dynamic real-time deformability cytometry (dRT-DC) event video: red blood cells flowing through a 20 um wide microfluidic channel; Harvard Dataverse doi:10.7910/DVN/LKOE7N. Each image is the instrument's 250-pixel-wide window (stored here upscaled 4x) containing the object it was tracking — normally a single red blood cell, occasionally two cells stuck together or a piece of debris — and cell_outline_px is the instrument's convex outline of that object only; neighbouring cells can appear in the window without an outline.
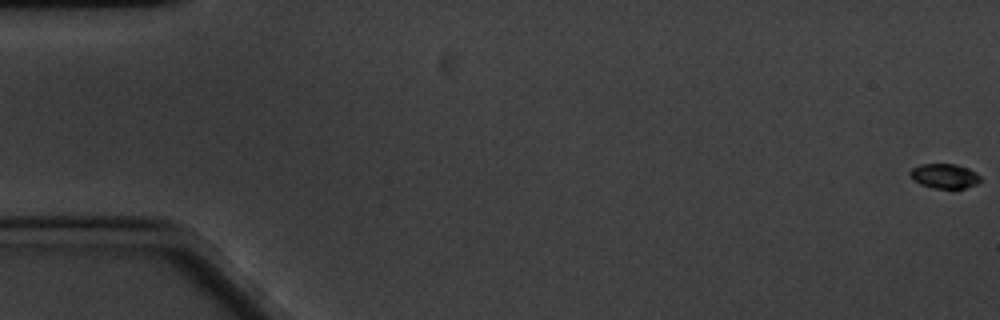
{"species": "common noctule bat (a hibernating species)", "species_latin": "Nyctalus noctula", "temperature_condition": "cold", "stored_images_in_passage": 13, "camera_frame_rate_fps": 3000, "um_per_image_px": 0.085, "animal": {"sex": "male", "body_mass_g": 20.1, "forearm_length_mm": 53.5}, "frame": {"image": 1, "passage_image": 1, "time_ms": 0.0, "image_size_px": [1000, 320], "cell_outline_px": [[980, 180], [976, 184], [964, 188], [936, 188], [920, 184], [912, 180], [908, 172], [912, 168], [920, 164], [956, 164], [968, 168], [976, 172], [980, 176]], "centroid_in_image_um": [80.25, 14.95], "position_along_channel_um": 4.7, "area_um2": 10.12}}